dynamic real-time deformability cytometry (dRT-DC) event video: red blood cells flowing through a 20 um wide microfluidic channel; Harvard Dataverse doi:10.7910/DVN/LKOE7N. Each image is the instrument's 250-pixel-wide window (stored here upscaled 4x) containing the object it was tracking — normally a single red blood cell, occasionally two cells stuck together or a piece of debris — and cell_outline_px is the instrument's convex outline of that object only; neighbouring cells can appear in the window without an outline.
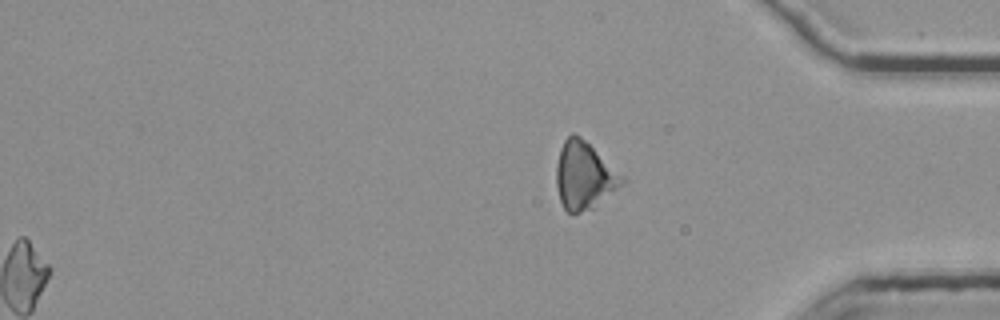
{"species": "common noctule bat (a hibernating species)", "species_latin": "Nyctalus noctula", "temperature_condition": "room temperature", "stored_images_in_passage": 48, "segment_of_instrument_passage": [2, 2], "camera_frame_rate_fps": 3000, "um_per_image_px": 0.085, "animal": {"sex": "female", "body_mass_g": 25.1}, "frame": {"image": 1, "passage_image": 48, "time_ms": 15.667, "image_size_px": [1000, 320], "cell_outline_px": [[624, 180], [596, 208], [580, 212], [568, 212], [564, 208], [560, 200], [556, 184], [556, 164], [560, 148], [564, 140], [572, 132], [580, 136], [624, 176]], "centroid_in_image_um": [49.62, 14.93], "position_along_channel_um": 385.6, "area_um2": 25.55}}